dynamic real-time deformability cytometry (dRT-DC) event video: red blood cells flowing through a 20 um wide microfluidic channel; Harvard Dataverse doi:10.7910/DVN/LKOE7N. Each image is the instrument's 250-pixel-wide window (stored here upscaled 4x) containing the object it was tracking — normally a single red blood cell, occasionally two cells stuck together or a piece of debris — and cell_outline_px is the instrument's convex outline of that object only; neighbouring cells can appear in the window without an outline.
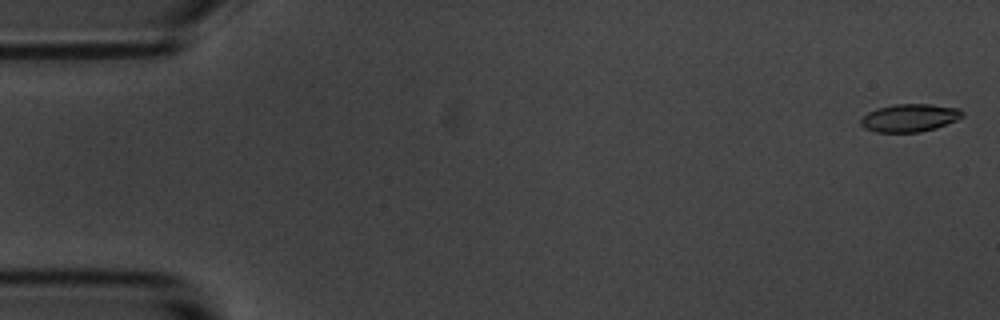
{"species": "common noctule bat (a hibernating species)", "species_latin": "Nyctalus noctula", "temperature_condition": "room temperature", "stored_images_in_passage": 6, "camera_frame_rate_fps": 3000, "um_per_image_px": 0.085, "animal": {"sex": "male", "body_mass_g": 20.1, "forearm_length_mm": 53.5}, "frame": {"image": 1, "passage_image": 1, "time_ms": 0.0, "image_size_px": [1000, 320], "cell_outline_px": [[964, 116], [956, 120], [936, 128], [920, 132], [876, 132], [864, 128], [860, 124], [860, 120], [868, 112], [876, 108], [896, 104], [928, 104], [960, 108], [964, 112]], "centroid_in_image_um": [77.32, 10.01], "position_along_channel_um": 7.7, "area_um2": 16.53}}
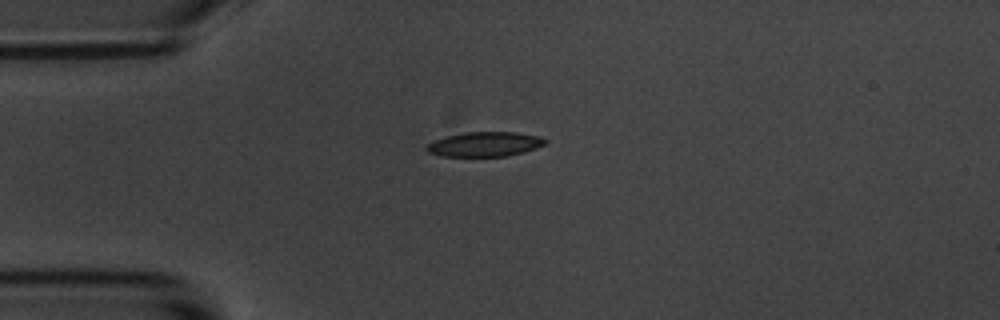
{"frame": {"image": 2, "passage_image": 5, "time_ms": 4.333, "image_size_px": [1000, 320], "cell_outline_px": [[548, 140], [544, 144], [536, 148], [524, 152], [508, 156], [440, 156], [428, 152], [424, 148], [432, 140], [444, 136], [464, 132], [516, 132], [540, 136]], "centroid_in_image_um": [41.18, 12.25], "position_along_channel_um": 43.8, "area_um2": 17.22}}